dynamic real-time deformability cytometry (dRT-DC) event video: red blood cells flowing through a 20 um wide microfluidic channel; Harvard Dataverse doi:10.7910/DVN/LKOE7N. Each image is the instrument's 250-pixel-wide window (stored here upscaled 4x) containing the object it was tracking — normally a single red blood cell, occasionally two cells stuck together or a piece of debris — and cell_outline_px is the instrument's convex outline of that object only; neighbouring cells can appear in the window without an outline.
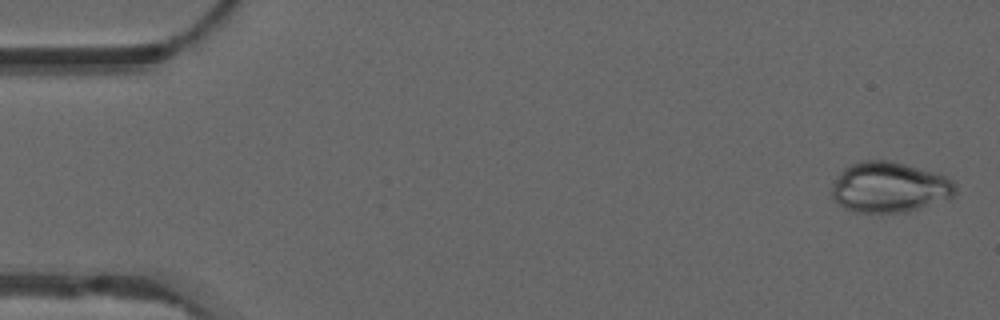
{"species": "common noctule bat (a hibernating species)", "species_latin": "Nyctalus noctula", "temperature_condition": "warm", "stored_images_in_passage": 53, "camera_frame_rate_fps": 3000, "um_per_image_px": 0.085, "animal": {"sex": "male", "forearm_length_mm": 52.5}, "frame": {"image": 1, "passage_image": 2, "time_ms": 0.333, "image_size_px": [1000, 320], "cell_outline_px": [[956, 196], [948, 200], [908, 212], [856, 212], [844, 208], [832, 196], [832, 184], [836, 176], [844, 168], [852, 164], [864, 160], [888, 160], [940, 172], [952, 180], [956, 184]], "centroid_in_image_um": [75.67, 15.91], "position_along_channel_um": 9.3, "area_um2": 36.93}}
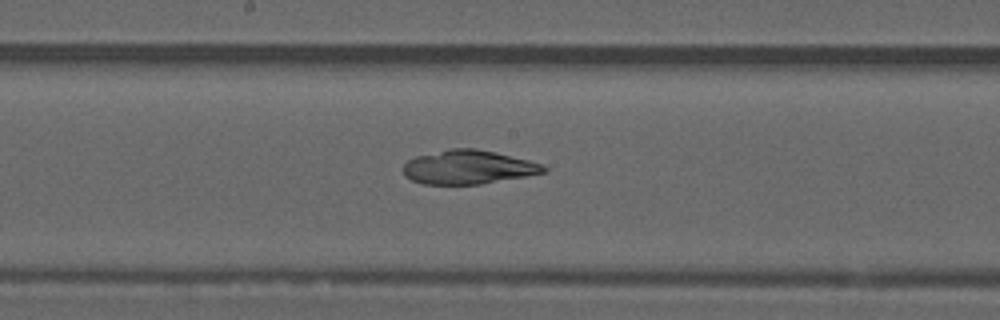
{"frame": {"image": 2, "passage_image": 28, "time_ms": 9.0, "image_size_px": [1000, 320], "cell_outline_px": [[548, 172], [480, 184], [424, 184], [412, 180], [404, 176], [404, 164], [408, 160], [416, 156], [448, 148], [476, 148], [496, 152], [544, 164], [548, 168]], "centroid_in_image_um": [39.82, 14.2], "position_along_channel_um": 208.4, "area_um2": 27.8}}
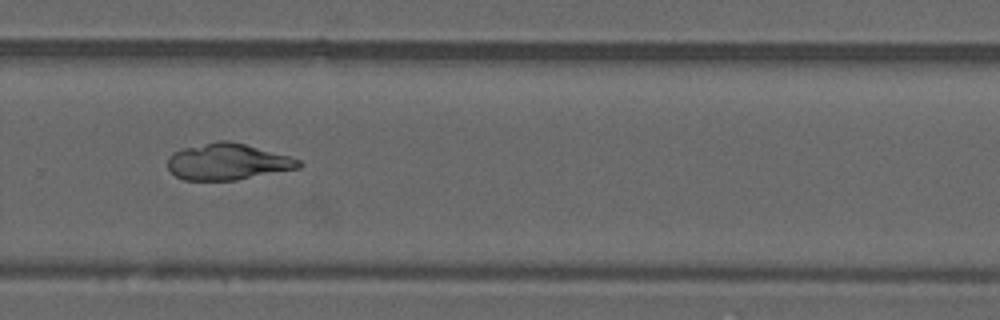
{"frame": {"image": 3, "passage_image": 36, "time_ms": 11.667, "image_size_px": [1000, 320], "cell_outline_px": [[304, 164], [300, 168], [236, 180], [184, 180], [176, 176], [168, 168], [168, 156], [172, 152], [184, 148], [216, 140], [228, 140], [244, 144], [288, 156], [300, 160]], "centroid_in_image_um": [19.34, 13.75], "position_along_channel_um": 310.5, "area_um2": 27.74}, "authors_computed_cell_mechanics": {"area_um2": 29.767, "velocity_mm_per_s": 3.8433, "shape_relaxation_time_tau1_ms": null, "shape_relaxation_time_tau2_ms": 9.1098, "deformation_change_tau1": null, "deformation_change_tau2": 0.0886}}